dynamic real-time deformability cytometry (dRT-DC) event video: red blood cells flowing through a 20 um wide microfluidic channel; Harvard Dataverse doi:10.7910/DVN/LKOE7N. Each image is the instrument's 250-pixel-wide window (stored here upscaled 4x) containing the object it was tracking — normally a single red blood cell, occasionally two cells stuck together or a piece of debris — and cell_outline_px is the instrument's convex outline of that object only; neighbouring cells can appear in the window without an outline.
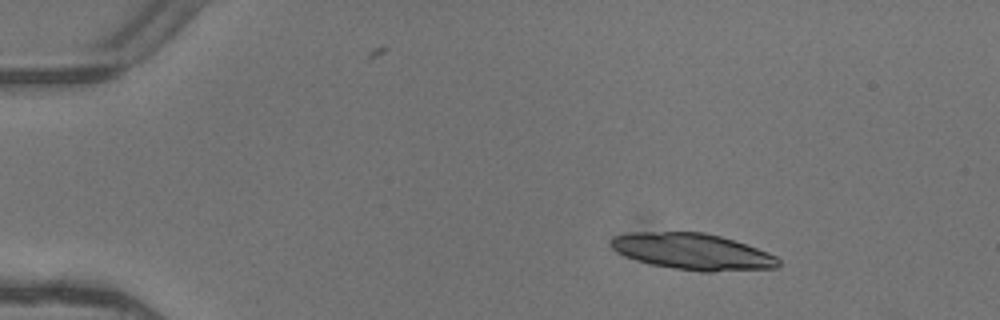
{"species": "common noctule bat (a hibernating species)", "species_latin": "Nyctalus noctula", "temperature_condition": "warm", "stored_images_in_passage": 3, "camera_frame_rate_fps": 3000, "um_per_image_px": 0.085, "animal": {"sex": "female"}, "frame": {"image": 1, "passage_image": 1, "time_ms": 0.0, "image_size_px": [1000, 320], "cell_outline_px": [[780, 264], [776, 268], [712, 272], [700, 272], [652, 264], [636, 260], [612, 248], [612, 236], [628, 232], [704, 232], [720, 236], [768, 252], [776, 256], [780, 260]], "centroid_in_image_um": [58.9, 21.38], "position_along_channel_um": 26.1, "area_um2": 35.14}}